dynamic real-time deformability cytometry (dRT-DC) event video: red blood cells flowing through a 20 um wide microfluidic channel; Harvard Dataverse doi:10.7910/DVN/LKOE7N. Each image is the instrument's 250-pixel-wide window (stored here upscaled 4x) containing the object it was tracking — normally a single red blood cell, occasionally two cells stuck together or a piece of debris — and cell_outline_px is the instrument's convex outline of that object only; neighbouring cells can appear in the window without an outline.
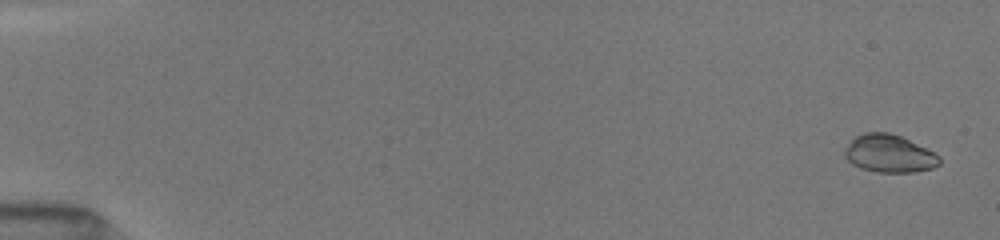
{"species": "common noctule bat (a hibernating species)", "species_latin": "Nyctalus noctula", "temperature_condition": "room temperature", "stored_images_in_passage": 14, "camera_frame_rate_fps": 3000, "um_per_image_px": 0.085, "animal": {"sex": "female", "body_mass_g": 19.5, "forearm_length_mm": 54.1}, "frame": {"image": 1, "passage_image": 2, "time_ms": 0.333, "image_size_px": [1000, 240], "cell_outline_px": [[940, 164], [932, 168], [912, 172], [876, 172], [860, 168], [852, 164], [844, 156], [844, 148], [856, 136], [864, 132], [888, 132], [900, 136], [940, 156]], "centroid_in_image_um": [75.54, 13.06], "position_along_channel_um": 9.5, "area_um2": 20.63}}
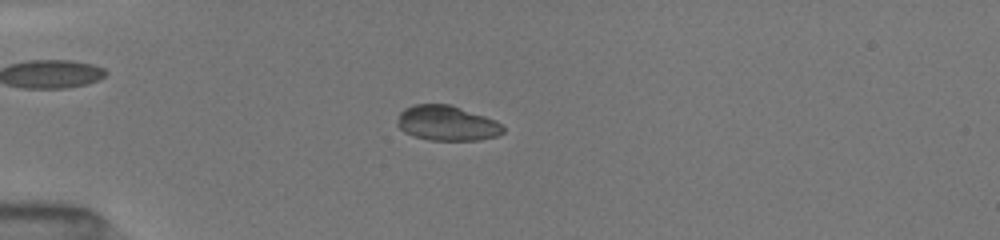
{"frame": {"image": 2, "passage_image": 13, "time_ms": 4.667, "image_size_px": [1000, 240], "cell_outline_px": [[504, 132], [496, 136], [480, 140], [428, 140], [404, 132], [396, 124], [400, 112], [404, 108], [416, 104], [448, 104], [496, 120], [504, 128]], "centroid_in_image_um": [37.97, 10.47], "position_along_channel_um": 47.0, "area_um2": 21.44}}